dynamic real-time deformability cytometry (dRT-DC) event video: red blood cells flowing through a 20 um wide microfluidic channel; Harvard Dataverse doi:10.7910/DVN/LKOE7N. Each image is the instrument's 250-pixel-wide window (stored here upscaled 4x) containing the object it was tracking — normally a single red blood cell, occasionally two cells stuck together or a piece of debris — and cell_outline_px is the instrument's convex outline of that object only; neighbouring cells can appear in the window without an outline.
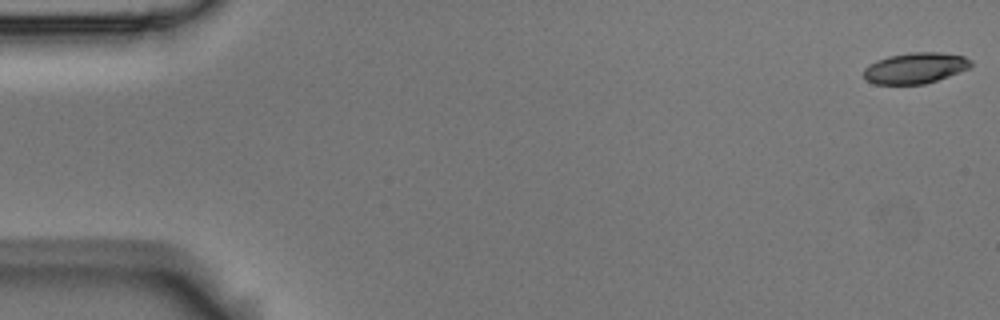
{"species": "Egyptian fruit bat (a non-hibernating species)", "species_latin": "Rousettus aegyptiacus", "temperature_condition": "room temperature", "stored_images_in_passage": 54, "camera_frame_rate_fps": 3000, "um_per_image_px": 0.085, "animal": {"sex": "male"}, "frame": {"image": 1, "passage_image": 1, "time_ms": 0.0, "image_size_px": [1000, 320], "cell_outline_px": [[972, 68], [924, 84], [876, 84], [864, 80], [864, 68], [868, 64], [876, 60], [888, 56], [908, 52], [940, 52], [964, 56], [972, 60]], "centroid_in_image_um": [77.8, 5.77], "position_along_channel_um": 7.2, "area_um2": 19.54}}
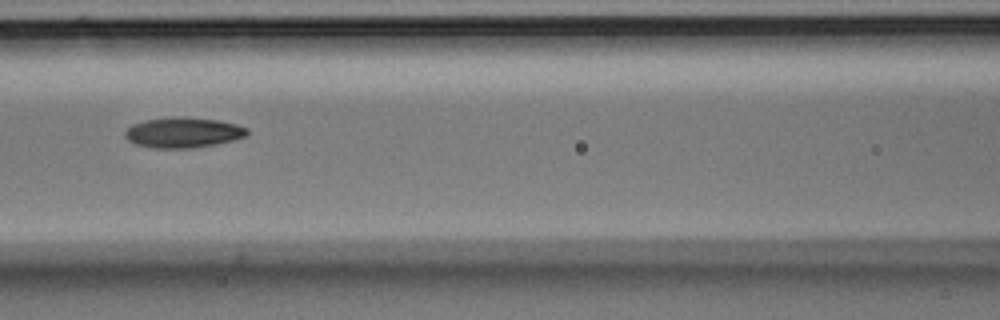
{"frame": {"image": 2, "passage_image": 24, "time_ms": 7.667, "image_size_px": [1000, 320], "cell_outline_px": [[248, 136], [216, 144], [192, 148], [152, 148], [136, 144], [128, 140], [124, 136], [124, 132], [132, 124], [144, 120], [220, 120], [236, 124], [248, 128]], "centroid_in_image_um": [15.58, 11.32], "position_along_channel_um": 151.0, "area_um2": 20.63}}
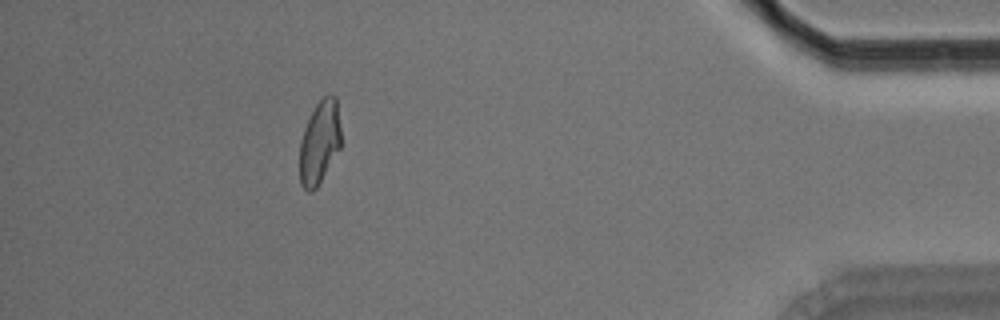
{"frame": {"image": 3, "passage_image": 49, "time_ms": 16.0, "image_size_px": [1000, 320], "cell_outline_px": [[340, 148], [316, 188], [312, 192], [308, 192], [300, 184], [300, 140], [304, 128], [316, 104], [324, 96], [336, 96], [340, 128]], "centroid_in_image_um": [27.15, 12.12], "position_along_channel_um": 408.1, "area_um2": 19.77}, "authors_computed_cell_mechanics": {"area_um2": 20.6924, "velocity_mm_per_s": 3.7195, "shape_relaxation_time_tau1_ms": 4.4989, "shape_relaxation_time_tau2_ms": 3.8868, "deformation_change_tau1": 0.176, "deformation_change_tau2": 0.0952}}